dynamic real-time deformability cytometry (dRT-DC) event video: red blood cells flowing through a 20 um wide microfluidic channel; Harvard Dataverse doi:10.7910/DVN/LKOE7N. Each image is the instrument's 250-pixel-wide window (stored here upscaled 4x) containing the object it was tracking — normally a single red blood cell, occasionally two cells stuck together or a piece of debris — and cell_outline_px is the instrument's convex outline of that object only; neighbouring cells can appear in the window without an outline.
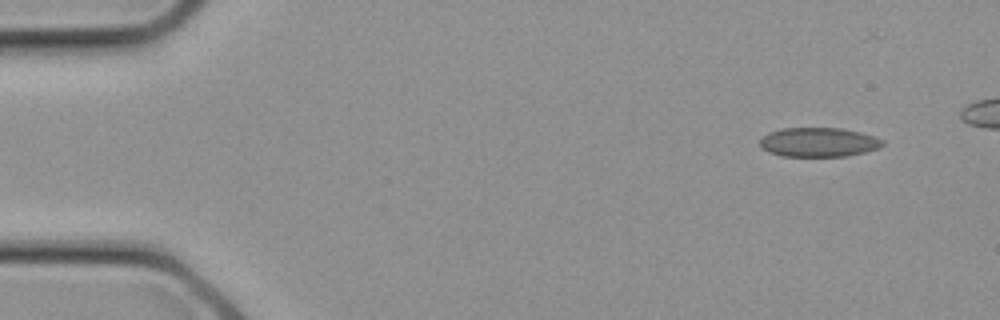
{"species": "common noctule bat (a hibernating species)", "species_latin": "Nyctalus noctula", "temperature_condition": "cold", "stored_images_in_passage": 11, "camera_frame_rate_fps": 3000, "um_per_image_px": 0.085, "animal": {"sex": "female", "body_mass_g": 21.9}, "frame": {"image": 1, "passage_image": 1, "time_ms": 0.0, "image_size_px": [1000, 320], "cell_outline_px": [[884, 144], [880, 148], [864, 152], [844, 156], [780, 156], [768, 152], [760, 148], [760, 140], [768, 132], [784, 128], [840, 128], [860, 132], [884, 140]], "centroid_in_image_um": [69.56, 12.09], "position_along_channel_um": 15.4, "area_um2": 20.92}}
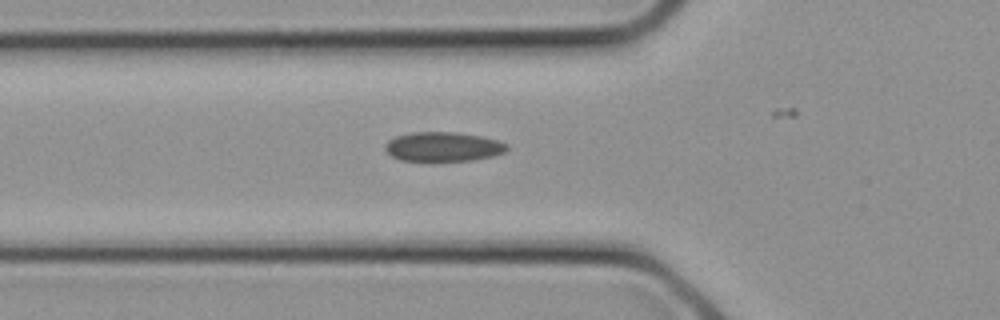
{"frame": {"image": 2, "passage_image": 8, "time_ms": 2.333, "image_size_px": [1000, 320], "cell_outline_px": [[508, 148], [504, 152], [492, 156], [472, 160], [428, 164], [400, 160], [392, 156], [384, 148], [384, 144], [388, 140], [396, 136], [412, 132], [456, 132], [480, 136], [496, 140], [508, 144]], "centroid_in_image_um": [37.61, 12.52], "position_along_channel_um": 88.2, "area_um2": 21.68}}
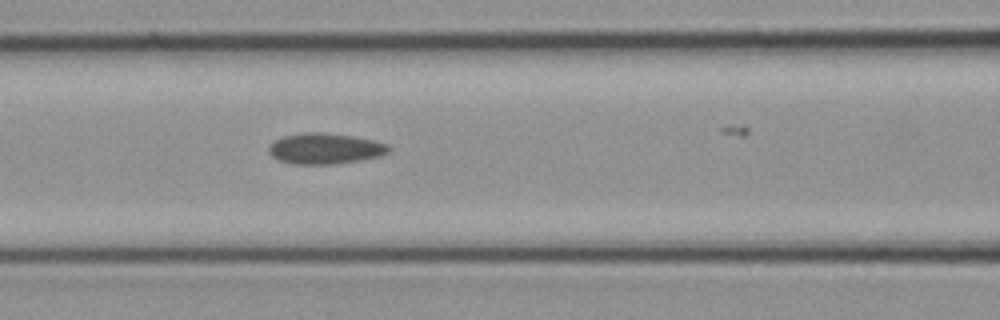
{"frame": {"image": 3, "passage_image": 10, "time_ms": 3.0, "image_size_px": [1000, 320], "cell_outline_px": [[392, 148], [388, 152], [380, 156], [360, 160], [336, 164], [292, 164], [280, 160], [272, 156], [268, 152], [268, 148], [276, 140], [284, 136], [304, 132], [324, 132], [352, 136], [372, 140], [388, 144]], "centroid_in_image_um": [27.65, 12.63], "position_along_channel_um": 139.0, "area_um2": 21.5}}